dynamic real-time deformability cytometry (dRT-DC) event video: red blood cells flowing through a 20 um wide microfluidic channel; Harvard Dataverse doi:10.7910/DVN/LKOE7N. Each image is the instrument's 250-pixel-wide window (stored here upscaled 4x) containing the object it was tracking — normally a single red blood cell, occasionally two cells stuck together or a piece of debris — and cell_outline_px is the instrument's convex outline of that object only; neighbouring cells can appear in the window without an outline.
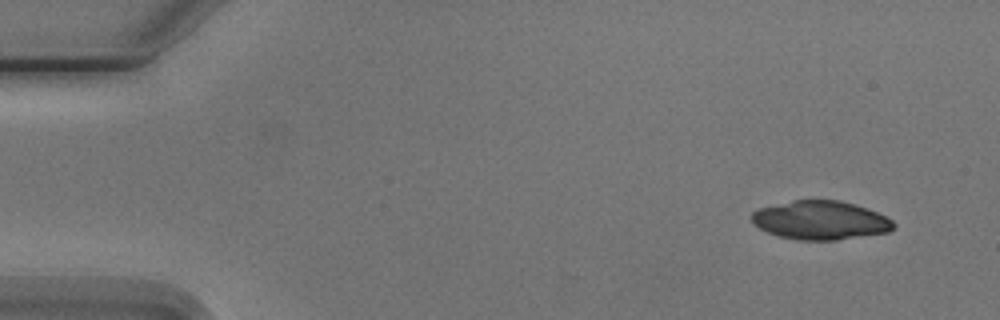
{"species": "Egyptian fruit bat (a non-hibernating species)", "species_latin": "Rousettus aegyptiacus", "temperature_condition": "cold", "stored_images_in_passage": 4, "camera_frame_rate_fps": 3000, "um_per_image_px": 0.085, "animal": {"sex": "male"}, "frame": {"image": 1, "passage_image": 1, "time_ms": 0.0, "image_size_px": [1000, 320], "cell_outline_px": [[896, 224], [888, 232], [836, 240], [796, 240], [780, 236], [768, 232], [760, 228], [752, 220], [752, 212], [760, 208], [792, 200], [840, 200], [868, 208], [892, 220]], "centroid_in_image_um": [69.75, 18.72], "position_along_channel_um": 15.2, "area_um2": 31.79}}